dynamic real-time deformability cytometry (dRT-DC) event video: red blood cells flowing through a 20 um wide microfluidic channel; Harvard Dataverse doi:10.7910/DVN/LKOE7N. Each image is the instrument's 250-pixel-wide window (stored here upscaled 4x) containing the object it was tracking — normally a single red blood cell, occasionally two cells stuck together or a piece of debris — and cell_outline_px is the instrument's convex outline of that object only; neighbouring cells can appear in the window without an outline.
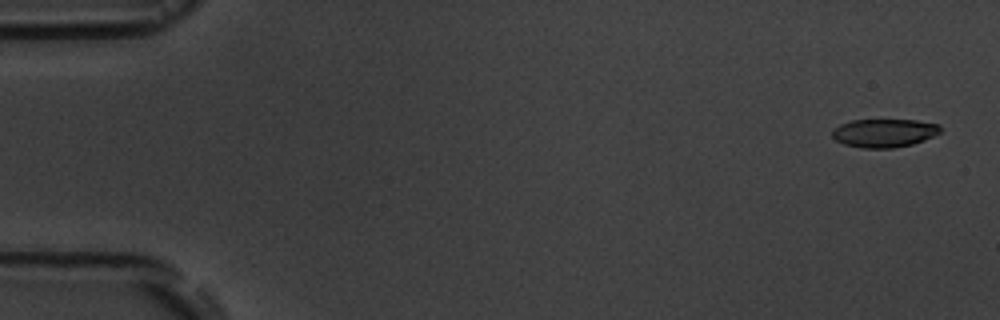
{"species": "common noctule bat (a hibernating species)", "species_latin": "Nyctalus noctula", "temperature_condition": "room temperature", "stored_images_in_passage": 9, "camera_frame_rate_fps": 3000, "um_per_image_px": 0.085, "animal": {"sex": "male", "body_mass_g": 19.5, "forearm_length_mm": 54.6}, "frame": {"image": 1, "passage_image": 1, "time_ms": 0.0, "image_size_px": [1000, 320], "cell_outline_px": [[940, 132], [924, 140], [912, 144], [892, 148], [860, 148], [844, 144], [836, 140], [832, 136], [832, 128], [840, 124], [852, 120], [916, 120], [940, 124]], "centroid_in_image_um": [75.12, 11.3], "position_along_channel_um": 9.9, "area_um2": 17.92}}
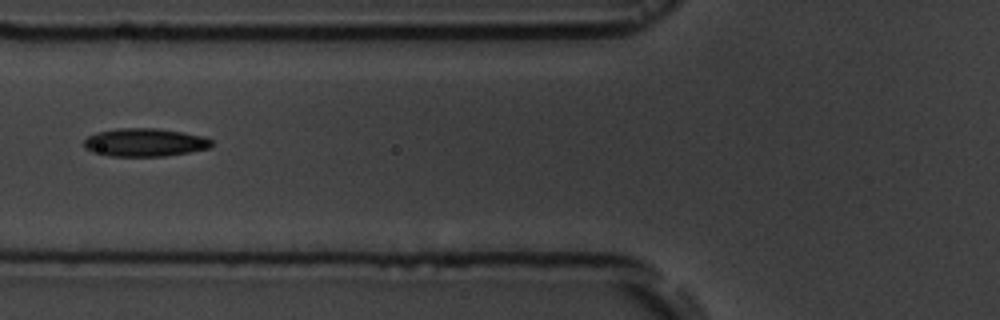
{"frame": {"image": 2, "passage_image": 7, "time_ms": 6.667, "image_size_px": [1000, 320], "cell_outline_px": [[212, 144], [208, 148], [188, 152], [164, 156], [108, 156], [92, 152], [84, 148], [84, 140], [88, 136], [96, 132], [120, 128], [156, 128], [184, 132], [204, 136], [212, 140]], "centroid_in_image_um": [12.28, 12.1], "position_along_channel_um": 113.5, "area_um2": 20.98}}
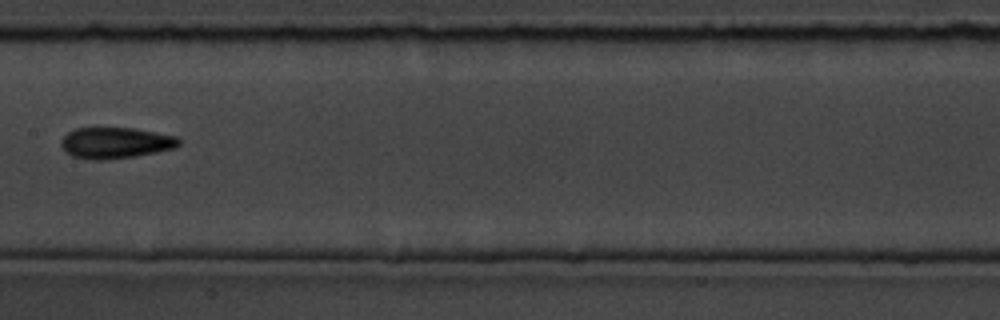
{"frame": {"image": 3, "passage_image": 9, "time_ms": 9.0, "image_size_px": [1000, 320], "cell_outline_px": [[180, 144], [176, 148], [156, 152], [108, 160], [96, 160], [72, 156], [64, 152], [60, 144], [60, 140], [68, 132], [76, 128], [132, 128], [176, 136], [180, 140]], "centroid_in_image_um": [9.79, 12.15], "position_along_channel_um": 197.6, "area_um2": 21.33}}